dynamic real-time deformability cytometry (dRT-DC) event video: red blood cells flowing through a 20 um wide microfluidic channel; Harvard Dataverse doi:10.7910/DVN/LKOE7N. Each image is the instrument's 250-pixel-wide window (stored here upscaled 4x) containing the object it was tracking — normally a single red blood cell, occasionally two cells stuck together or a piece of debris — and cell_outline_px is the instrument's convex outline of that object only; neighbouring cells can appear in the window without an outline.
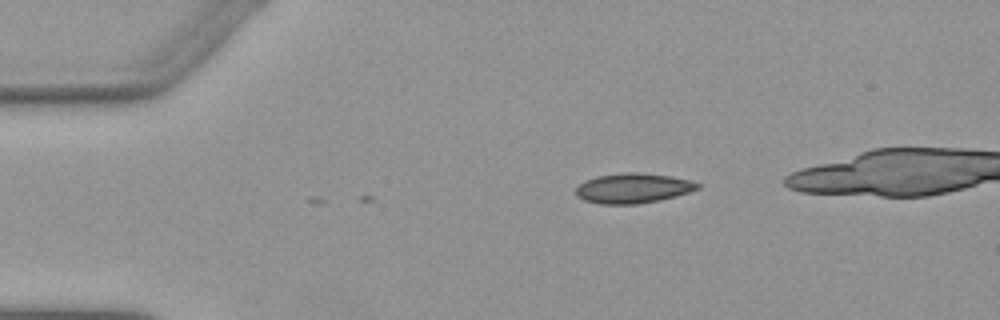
{"species": "Egyptian fruit bat (a non-hibernating species)", "species_latin": "Rousettus aegyptiacus", "temperature_condition": "warm", "stored_images_in_passage": 2, "camera_frame_rate_fps": 3000, "um_per_image_px": 0.085, "animal": {"sex": "female"}, "frame": {"image": 1, "passage_image": 2, "time_ms": 0.333, "image_size_px": [1000, 320], "cell_outline_px": [[700, 188], [688, 192], [656, 200], [636, 204], [600, 204], [584, 200], [576, 196], [576, 188], [584, 180], [596, 176], [628, 172], [636, 172], [672, 176], [688, 180], [700, 184]], "centroid_in_image_um": [53.75, 15.99], "position_along_channel_um": 31.2, "area_um2": 20.98}}